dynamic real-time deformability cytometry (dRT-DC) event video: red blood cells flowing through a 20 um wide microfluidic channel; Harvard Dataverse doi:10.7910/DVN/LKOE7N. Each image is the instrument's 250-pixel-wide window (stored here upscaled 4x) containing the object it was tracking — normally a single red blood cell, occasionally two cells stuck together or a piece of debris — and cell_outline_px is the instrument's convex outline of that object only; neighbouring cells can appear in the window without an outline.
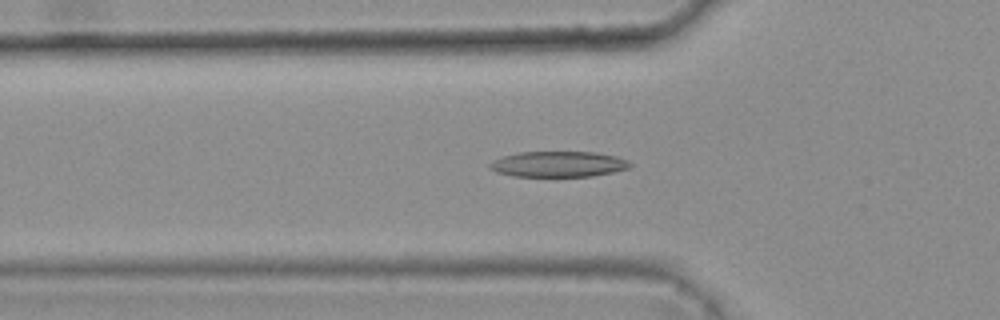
{"species": "common noctule bat (a hibernating species)", "species_latin": "Nyctalus noctula", "temperature_condition": "warm", "stored_images_in_passage": 41, "camera_frame_rate_fps": 3000, "um_per_image_px": 0.085, "animal": {"sex": "female", "body_mass_g": 25.1}, "frame": {"image": 1, "passage_image": 13, "time_ms": 4.0, "image_size_px": [1000, 320], "cell_outline_px": [[632, 164], [628, 168], [612, 172], [592, 176], [512, 176], [496, 172], [488, 168], [488, 164], [504, 156], [520, 152], [596, 152], [616, 156], [628, 160]], "centroid_in_image_um": [47.46, 13.95], "position_along_channel_um": 78.3, "area_um2": 20.87}}
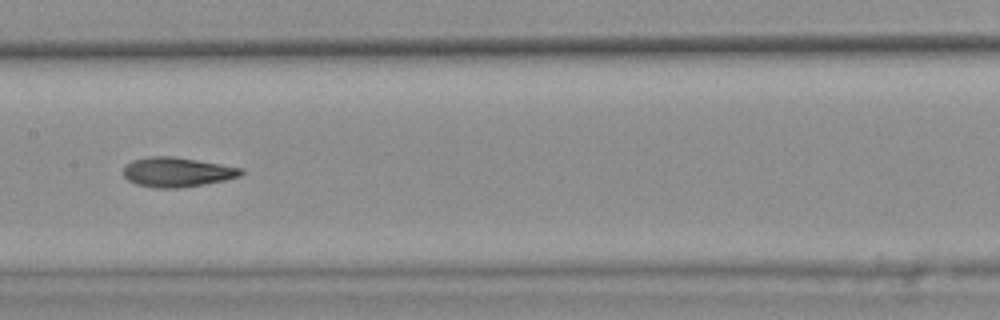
{"frame": {"image": 2, "passage_image": 22, "time_ms": 7.0, "image_size_px": [1000, 320], "cell_outline_px": [[244, 172], [240, 176], [224, 180], [204, 184], [180, 188], [156, 188], [136, 184], [128, 180], [124, 176], [124, 168], [132, 160], [148, 156], [176, 156], [244, 168]], "centroid_in_image_um": [15.07, 14.62], "position_along_channel_um": 192.3, "area_um2": 20.4}}
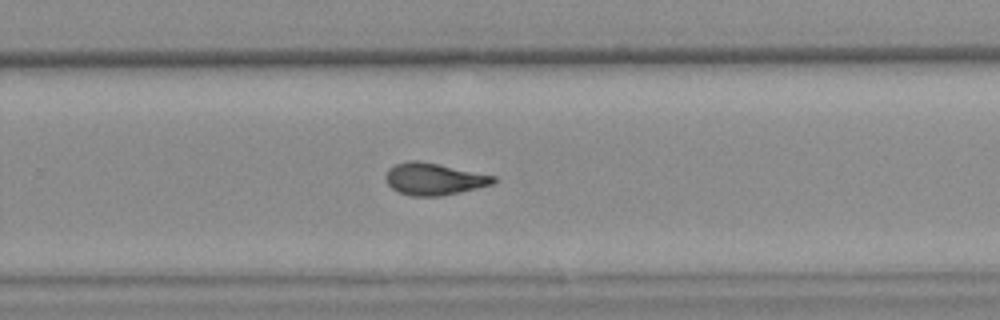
{"frame": {"image": 3, "passage_image": 30, "time_ms": 9.667, "image_size_px": [1000, 320], "cell_outline_px": [[496, 180], [492, 184], [476, 188], [440, 196], [412, 196], [400, 192], [392, 188], [388, 184], [384, 176], [388, 168], [396, 164], [408, 160], [416, 160], [496, 176]], "centroid_in_image_um": [36.84, 15.21], "position_along_channel_um": 293.0, "area_um2": 19.77}, "authors_computed_cell_mechanics": {"area_um2": 20.23, "velocity_mm_per_s": 3.7805, "shape_relaxation_time_tau1_ms": 10.6349, "shape_relaxation_time_tau2_ms": 2.4251, "deformation_change_tau1": 0.2776, "deformation_change_tau2": 0.1042}}